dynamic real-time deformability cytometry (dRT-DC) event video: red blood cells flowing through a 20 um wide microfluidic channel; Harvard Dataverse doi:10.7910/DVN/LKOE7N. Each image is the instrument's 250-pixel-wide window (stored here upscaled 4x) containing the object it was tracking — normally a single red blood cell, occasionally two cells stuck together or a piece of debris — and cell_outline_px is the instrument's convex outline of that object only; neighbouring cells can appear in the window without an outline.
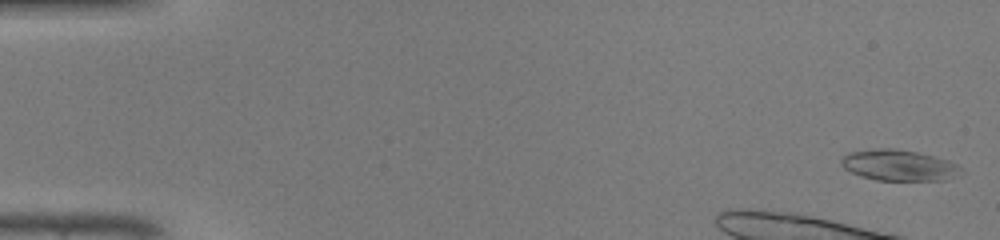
{"species": "common noctule bat (a hibernating species)", "species_latin": "Nyctalus noctula", "temperature_condition": "warm", "stored_images_in_passage": 15, "camera_frame_rate_fps": 3000, "um_per_image_px": 0.085, "animal": {"sex": "male", "body_mass_g": 19.0, "forearm_length_mm": 50.8}, "frame": {"image": 1, "passage_image": 1, "time_ms": 0.0, "image_size_px": [1000, 240], "cell_outline_px": [[964, 172], [944, 180], [876, 180], [860, 176], [844, 168], [840, 164], [840, 160], [848, 152], [876, 148], [892, 148], [916, 152], [948, 160], [956, 164]], "centroid_in_image_um": [76.37, 14.04], "position_along_channel_um": 8.6, "area_um2": 21.5}}